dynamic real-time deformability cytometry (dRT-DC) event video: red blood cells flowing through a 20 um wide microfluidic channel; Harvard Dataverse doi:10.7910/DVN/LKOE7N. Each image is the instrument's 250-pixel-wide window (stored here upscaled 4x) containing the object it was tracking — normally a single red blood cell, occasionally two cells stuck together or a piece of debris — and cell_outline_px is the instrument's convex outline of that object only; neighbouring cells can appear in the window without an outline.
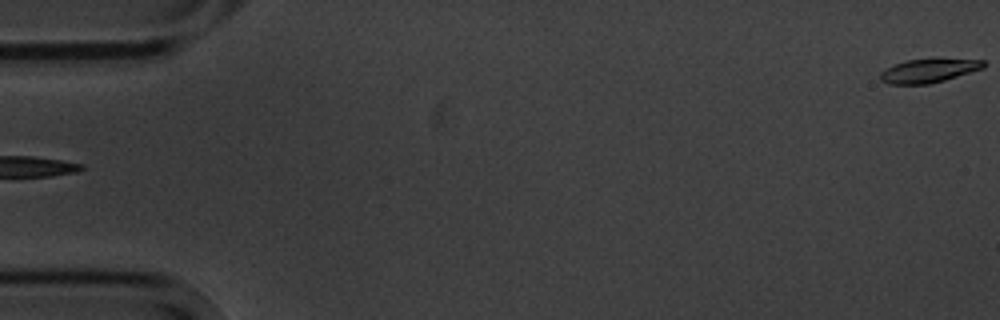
{"species": "common noctule bat (a hibernating species)", "species_latin": "Nyctalus noctula", "temperature_condition": "cold", "stored_images_in_passage": 6, "camera_frame_rate_fps": 3000, "um_per_image_px": 0.085, "animal": {"sex": "male", "body_mass_g": 20.1, "forearm_length_mm": 53.5}, "frame": {"image": 1, "passage_image": 6, "time_ms": 5.667, "image_size_px": [1000, 320], "cell_outline_px": [[984, 68], [944, 80], [928, 84], [888, 84], [880, 80], [880, 72], [896, 64], [908, 60], [932, 56], [984, 60]], "centroid_in_image_um": [78.98, 5.96], "position_along_channel_um": 6.0, "area_um2": 14.8}}